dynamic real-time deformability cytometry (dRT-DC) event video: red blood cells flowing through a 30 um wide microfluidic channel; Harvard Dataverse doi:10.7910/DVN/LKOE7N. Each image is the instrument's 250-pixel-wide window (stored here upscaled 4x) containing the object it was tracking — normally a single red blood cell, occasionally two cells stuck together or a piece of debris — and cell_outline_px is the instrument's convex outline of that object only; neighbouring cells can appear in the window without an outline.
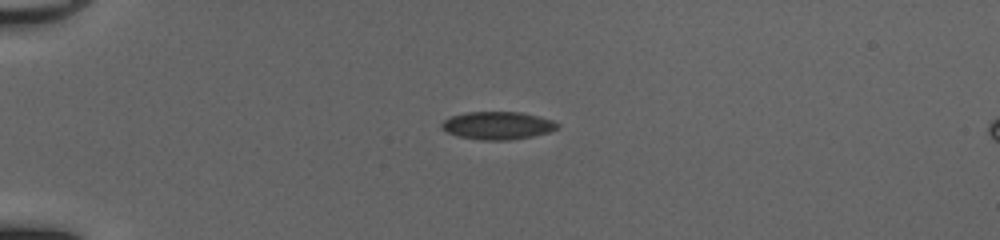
{"species": "common noctule bat (a hibernating species)", "species_latin": "Nyctalus noctula", "temperature_condition": "cold", "stored_images_in_passage": 48, "camera_frame_rate_fps": 3000, "um_per_image_px": 0.085, "animal": {"sex": "female", "body_mass_g": 20.0, "forearm_length_mm": 54.0}, "frame": {"image": 1, "passage_image": 10, "time_ms": 3.0, "image_size_px": [1000, 240], "cell_outline_px": [[560, 124], [556, 128], [548, 132], [532, 136], [512, 140], [484, 140], [460, 136], [448, 132], [440, 128], [440, 124], [444, 120], [452, 116], [468, 112], [520, 112], [540, 116], [552, 120]], "centroid_in_image_um": [42.3, 10.66], "position_along_channel_um": 42.7, "area_um2": 18.61}}
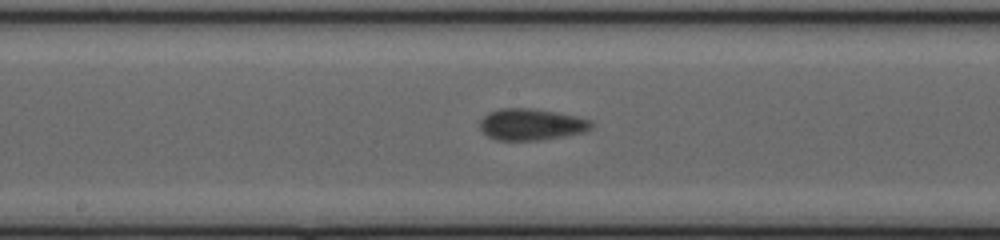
{"frame": {"image": 2, "passage_image": 25, "time_ms": 8.0, "image_size_px": [1000, 240], "cell_outline_px": [[592, 128], [584, 132], [564, 136], [536, 140], [496, 140], [488, 136], [480, 128], [480, 120], [488, 112], [500, 108], [532, 108], [556, 112], [576, 116], [592, 120]], "centroid_in_image_um": [45.16, 10.57], "position_along_channel_um": 203.0, "area_um2": 20.46}}
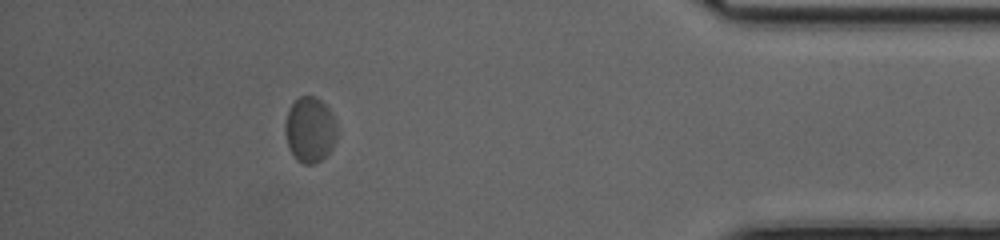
{"frame": {"image": 3, "passage_image": 43, "time_ms": 14.0, "image_size_px": [1000, 240], "cell_outline_px": [[336, 140], [332, 148], [316, 164], [304, 164], [296, 160], [288, 148], [284, 132], [284, 124], [288, 112], [292, 104], [300, 96], [316, 96], [332, 112], [336, 120]], "centroid_in_image_um": [26.33, 11.03], "position_along_channel_um": 408.9, "area_um2": 19.94}, "authors_computed_cell_mechanics": {"area_um2": 19.4497, "velocity_mm_per_s": 4.0858, "shape_relaxation_time_tau1_ms": 2.7257, "shape_relaxation_time_tau2_ms": 1.1831, "deformation_change_tau1": 0.0612, "deformation_change_tau2": 0.0417}}